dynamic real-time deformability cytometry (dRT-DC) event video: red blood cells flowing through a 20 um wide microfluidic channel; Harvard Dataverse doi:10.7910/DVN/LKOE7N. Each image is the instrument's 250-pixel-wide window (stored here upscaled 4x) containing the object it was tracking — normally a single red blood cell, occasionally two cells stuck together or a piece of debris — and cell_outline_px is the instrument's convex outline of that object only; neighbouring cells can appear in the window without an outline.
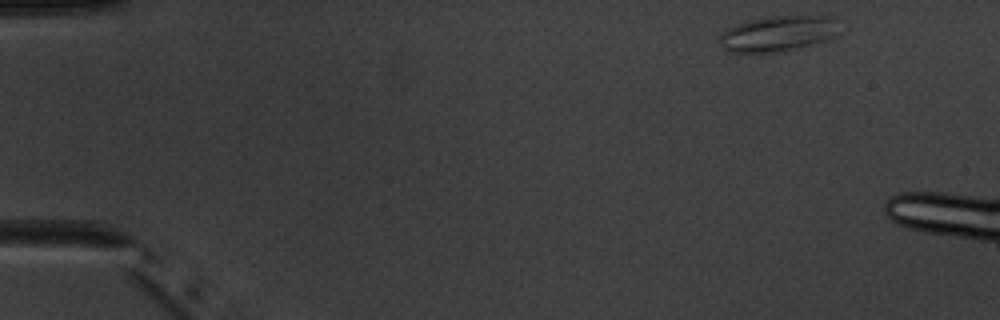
{"species": "common noctule bat (a hibernating species)", "species_latin": "Nyctalus noctula", "temperature_condition": "warm", "stored_images_in_passage": 3, "camera_frame_rate_fps": 3000, "um_per_image_px": 0.085, "animal": {"sex": "male", "body_mass_g": 20.1, "forearm_length_mm": 53.5}, "frame": {"image": 1, "passage_image": 1, "time_ms": 0.0, "image_size_px": [1000, 320], "cell_outline_px": [[836, 36], [812, 44], [796, 48], [776, 52], [728, 52], [720, 44], [720, 36], [728, 28], [736, 24], [748, 20], [768, 16], [832, 16], [836, 32]], "centroid_in_image_um": [66.07, 2.85], "position_along_channel_um": 18.9, "area_um2": 24.33}}